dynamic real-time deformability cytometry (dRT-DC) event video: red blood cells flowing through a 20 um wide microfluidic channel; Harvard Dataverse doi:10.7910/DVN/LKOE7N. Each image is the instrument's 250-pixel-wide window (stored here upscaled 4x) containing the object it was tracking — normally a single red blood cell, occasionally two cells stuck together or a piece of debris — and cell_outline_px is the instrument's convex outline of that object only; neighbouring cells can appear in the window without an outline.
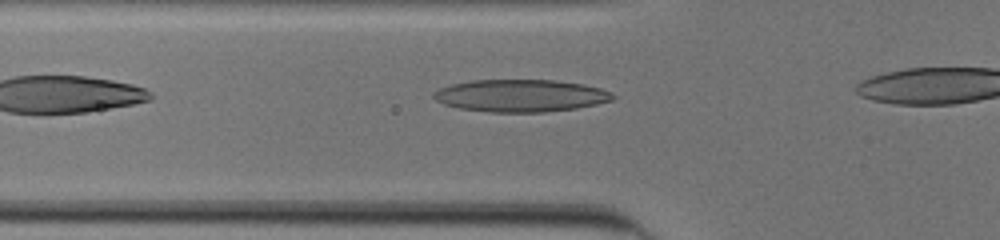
{"species": "human", "species_latin": "Homo sapiens", "temperature_condition": "cold", "stored_images_in_passage": 20, "camera_frame_rate_fps": 3000, "um_per_image_px": 0.085, "donor": {"sex": "male"}, "frame": {"image": 1, "passage_image": 2, "time_ms": 0.333, "image_size_px": [1000, 240], "cell_outline_px": [[616, 96], [612, 100], [596, 104], [576, 108], [544, 112], [488, 112], [460, 108], [444, 104], [436, 100], [432, 96], [432, 92], [440, 88], [452, 84], [472, 80], [556, 80], [584, 84], [600, 88], [612, 92]], "centroid_in_image_um": [44.26, 8.13], "position_along_channel_um": 81.5, "area_um2": 33.81}}
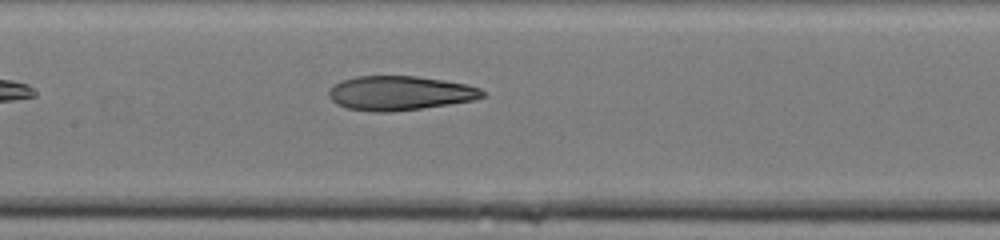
{"frame": {"image": 2, "passage_image": 9, "time_ms": 2.667, "image_size_px": [1000, 240], "cell_outline_px": [[488, 96], [472, 100], [448, 104], [420, 108], [380, 112], [376, 112], [348, 108], [336, 104], [328, 96], [328, 92], [340, 80], [356, 76], [416, 76], [444, 80], [468, 84], [480, 88], [488, 92]], "centroid_in_image_um": [34.03, 7.9], "position_along_channel_um": 173.4, "area_um2": 30.63}}
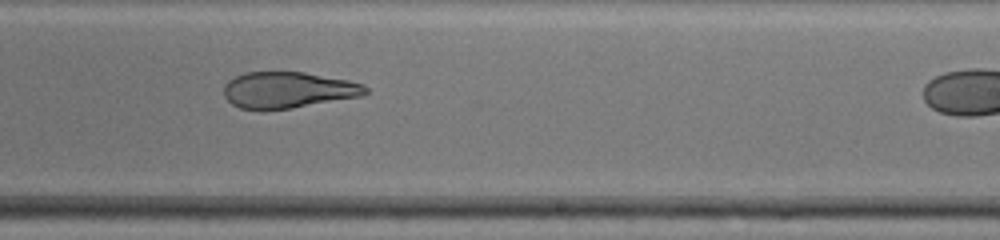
{"frame": {"image": 3, "passage_image": 16, "time_ms": 5.0, "image_size_px": [1000, 240], "cell_outline_px": [[368, 92], [364, 96], [292, 108], [264, 112], [240, 108], [232, 104], [224, 96], [224, 84], [228, 80], [244, 72], [304, 72], [348, 80], [364, 84], [368, 88]], "centroid_in_image_um": [24.47, 7.67], "position_along_channel_um": 264.5, "area_um2": 30.52}}